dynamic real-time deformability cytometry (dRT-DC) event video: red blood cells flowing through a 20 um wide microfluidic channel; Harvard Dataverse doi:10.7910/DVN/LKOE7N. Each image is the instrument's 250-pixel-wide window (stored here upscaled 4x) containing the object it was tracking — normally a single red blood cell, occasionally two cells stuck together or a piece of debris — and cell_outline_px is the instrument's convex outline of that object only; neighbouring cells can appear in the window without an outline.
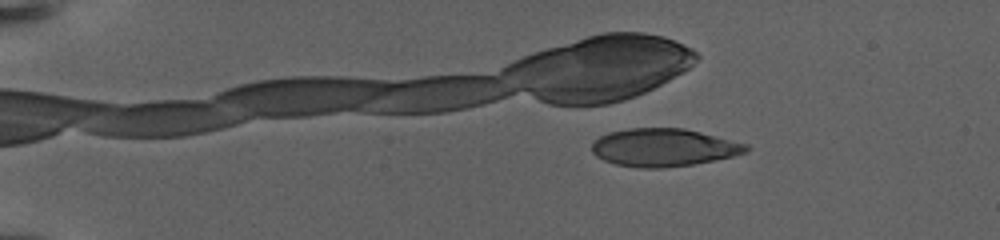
{"species": "human", "species_latin": "Homo sapiens", "temperature_condition": "warm", "stored_images_in_passage": 30, "camera_frame_rate_fps": 3000, "um_per_image_px": 0.085, "donor": {"sex": "female"}, "frame": {"image": 1, "passage_image": 7, "time_ms": 4.0, "image_size_px": [1000, 240], "cell_outline_px": [[752, 148], [748, 152], [736, 156], [692, 164], [660, 168], [640, 168], [616, 164], [604, 160], [596, 156], [592, 152], [592, 144], [600, 136], [608, 132], [628, 128], [684, 128], [748, 144]], "centroid_in_image_um": [56.44, 12.53], "position_along_channel_um": 28.6, "area_um2": 34.1}}
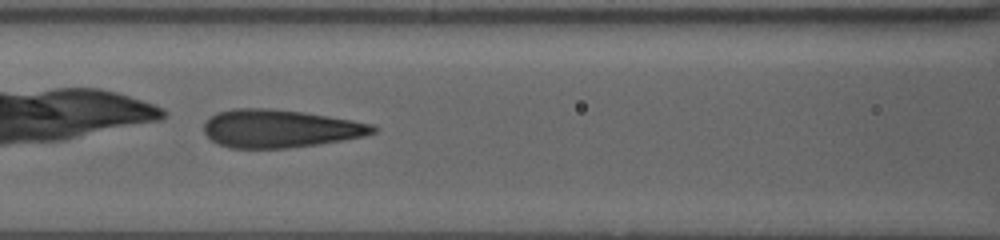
{"frame": {"image": 2, "passage_image": 16, "time_ms": 11.333, "image_size_px": [1000, 240], "cell_outline_px": [[380, 128], [376, 132], [364, 136], [344, 140], [320, 144], [288, 148], [232, 148], [220, 144], [212, 140], [204, 132], [204, 124], [216, 112], [232, 108], [272, 108], [304, 112], [352, 120], [372, 124]], "centroid_in_image_um": [23.83, 10.92], "position_along_channel_um": 142.8, "area_um2": 37.57}}
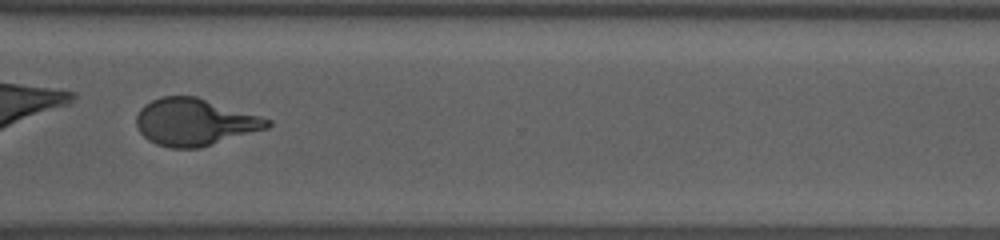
{"frame": {"image": 3, "passage_image": 26, "time_ms": 18.667, "image_size_px": [1000, 240], "cell_outline_px": [[272, 124], [268, 128], [200, 148], [168, 148], [156, 144], [148, 140], [140, 132], [136, 124], [136, 116], [140, 108], [144, 104], [160, 96], [196, 96], [260, 116], [272, 120]], "centroid_in_image_um": [16.53, 10.38], "position_along_channel_um": 354.1, "area_um2": 36.01}}